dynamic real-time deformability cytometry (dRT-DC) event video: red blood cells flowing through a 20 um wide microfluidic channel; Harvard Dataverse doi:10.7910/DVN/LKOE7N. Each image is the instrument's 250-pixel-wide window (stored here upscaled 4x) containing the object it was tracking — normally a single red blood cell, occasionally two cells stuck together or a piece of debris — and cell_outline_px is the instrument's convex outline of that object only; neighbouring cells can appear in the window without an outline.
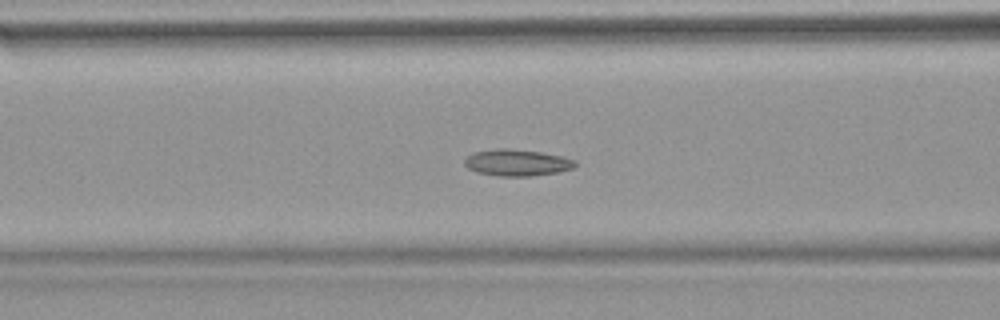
{"species": "common noctule bat (a hibernating species)", "species_latin": "Nyctalus noctula", "temperature_condition": "warm", "stored_images_in_passage": 54, "camera_frame_rate_fps": 3000, "um_per_image_px": 0.085, "animal": {"sex": "female", "body_mass_g": 18.4}, "frame": {"image": 1, "passage_image": 22, "time_ms": 7.0, "image_size_px": [1000, 320], "cell_outline_px": [[576, 164], [572, 168], [556, 172], [528, 176], [500, 176], [476, 172], [468, 168], [464, 164], [464, 160], [472, 152], [496, 148], [508, 148], [540, 152], [560, 156], [576, 160]], "centroid_in_image_um": [43.89, 13.81], "position_along_channel_um": 122.7, "area_um2": 16.99}}
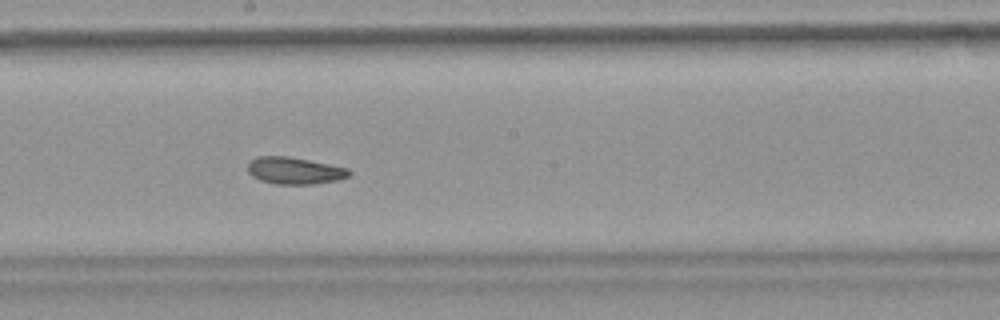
{"frame": {"image": 2, "passage_image": 30, "time_ms": 9.667, "image_size_px": [1000, 320], "cell_outline_px": [[352, 172], [348, 176], [340, 180], [316, 184], [276, 184], [260, 180], [252, 176], [248, 172], [248, 160], [256, 156], [288, 156], [348, 168]], "centroid_in_image_um": [25.02, 14.5], "position_along_channel_um": 223.2, "area_um2": 16.07}}
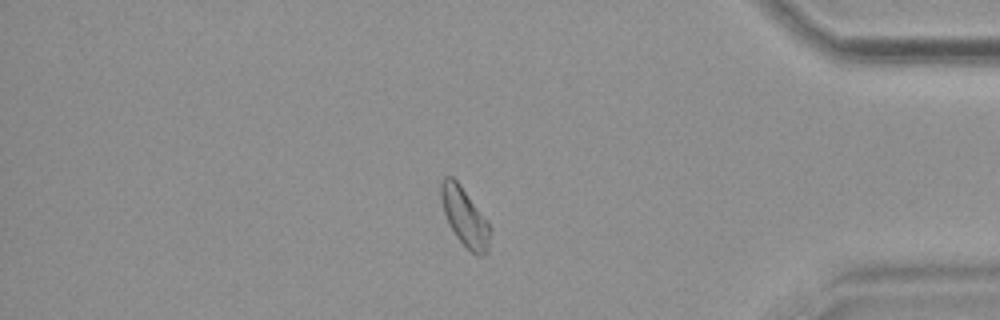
{"frame": {"image": 3, "passage_image": 46, "time_ms": 15.0, "image_size_px": [1000, 320], "cell_outline_px": [[492, 228], [488, 252], [484, 256], [480, 256], [472, 252], [456, 236], [448, 224], [440, 200], [440, 184], [444, 176], [452, 176], [460, 184]], "centroid_in_image_um": [39.5, 18.44], "position_along_channel_um": 395.7, "area_um2": 16.7}, "authors_computed_cell_mechanics": {"area_um2": 17.1377, "velocity_mm_per_s": 3.787, "shape_relaxation_time_tau1_ms": null, "shape_relaxation_time_tau2_ms": 10.5113, "deformation_change_tau1": null, "deformation_change_tau2": 0.1758}}